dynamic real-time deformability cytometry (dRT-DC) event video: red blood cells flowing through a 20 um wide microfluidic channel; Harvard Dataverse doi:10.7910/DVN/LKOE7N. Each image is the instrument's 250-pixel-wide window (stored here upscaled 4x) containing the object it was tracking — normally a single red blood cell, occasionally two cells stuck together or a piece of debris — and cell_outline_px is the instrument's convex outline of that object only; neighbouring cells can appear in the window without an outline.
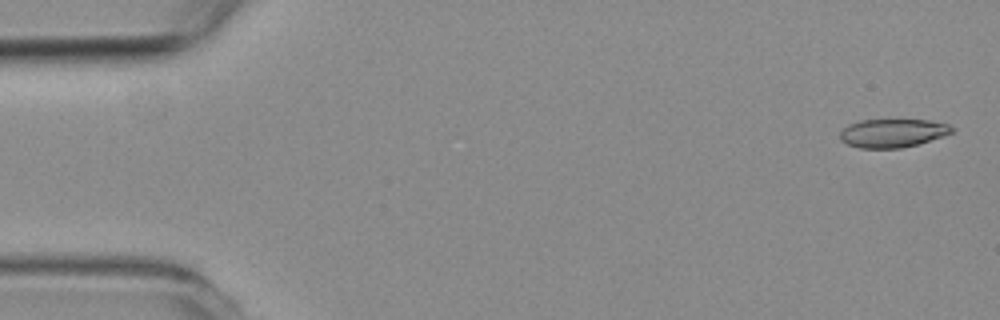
{"species": "common noctule bat (a hibernating species)", "species_latin": "Nyctalus noctula", "temperature_condition": "room temperature", "stored_images_in_passage": 57, "camera_frame_rate_fps": 3000, "um_per_image_px": 0.085, "animal": {"sex": "female", "body_mass_g": 19.3, "forearm_length_mm": 54.1}, "frame": {"image": 1, "passage_image": 2, "time_ms": 0.333, "image_size_px": [1000, 320], "cell_outline_px": [[956, 128], [952, 132], [944, 136], [916, 144], [900, 148], [860, 148], [848, 144], [840, 140], [840, 132], [848, 124], [860, 120], [928, 120], [948, 124]], "centroid_in_image_um": [75.87, 11.3], "position_along_channel_um": 9.1, "area_um2": 18.5}}
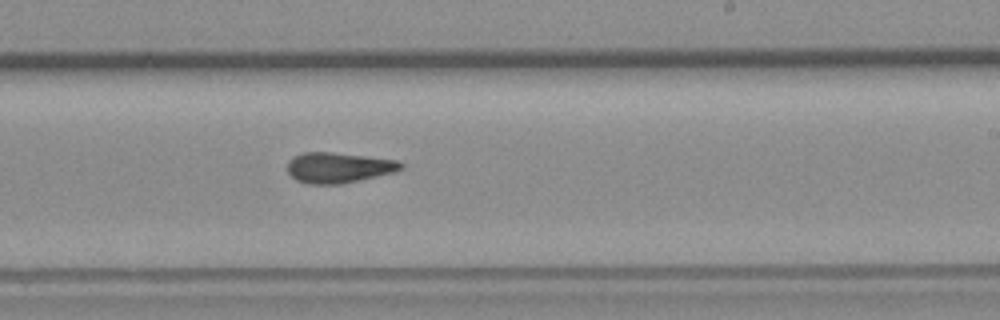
{"frame": {"image": 2, "passage_image": 34, "time_ms": 11.0, "image_size_px": [1000, 320], "cell_outline_px": [[404, 168], [396, 172], [340, 184], [308, 184], [296, 180], [288, 172], [288, 160], [292, 156], [304, 152], [332, 152], [400, 160], [404, 164]], "centroid_in_image_um": [28.8, 14.24], "position_along_channel_um": 260.2, "area_um2": 20.35}}
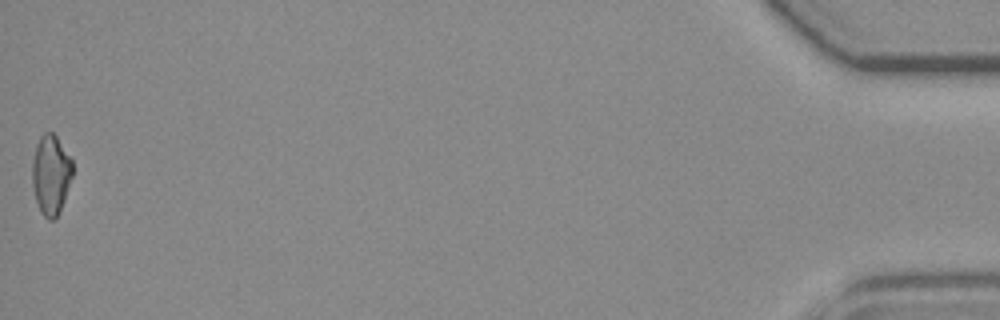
{"frame": {"image": 3, "passage_image": 57, "time_ms": 18.667, "image_size_px": [1000, 320], "cell_outline_px": [[72, 176], [60, 212], [52, 220], [48, 220], [40, 212], [36, 200], [32, 184], [32, 160], [36, 144], [40, 136], [44, 132], [52, 132], [56, 136], [72, 160]], "centroid_in_image_um": [4.31, 14.84], "position_along_channel_um": 430.9, "area_um2": 18.73}, "authors_computed_cell_mechanics": {"area_um2": 19.7676, "velocity_mm_per_s": 3.6003, "shape_relaxation_time_tau1_ms": 10.9965, "shape_relaxation_time_tau2_ms": 2.7953, "deformation_change_tau1": 0.2524, "deformation_change_tau2": 0.1118}}